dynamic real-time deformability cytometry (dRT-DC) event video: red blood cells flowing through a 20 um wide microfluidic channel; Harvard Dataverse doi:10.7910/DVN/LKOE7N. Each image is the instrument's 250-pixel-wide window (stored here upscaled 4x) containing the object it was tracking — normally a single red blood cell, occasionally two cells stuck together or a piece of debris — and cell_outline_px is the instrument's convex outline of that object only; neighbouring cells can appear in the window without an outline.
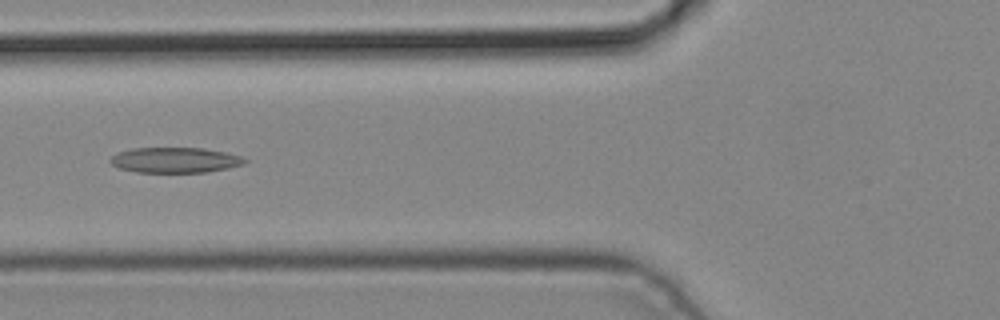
{"species": "common noctule bat (a hibernating species)", "species_latin": "Nyctalus noctula", "temperature_condition": "cold", "stored_images_in_passage": 2, "camera_frame_rate_fps": 3000, "um_per_image_px": 0.085, "animal": {"sex": "male", "body_mass_g": 19.2, "forearm_length_mm": 51.8}, "frame": {"image": 1, "passage_image": 2, "time_ms": 0.333, "image_size_px": [1000, 320], "cell_outline_px": [[248, 160], [244, 164], [204, 172], [136, 172], [120, 168], [112, 164], [108, 160], [112, 156], [120, 152], [132, 148], [204, 148], [224, 152], [240, 156]], "centroid_in_image_um": [14.85, 13.6], "position_along_channel_um": 110.9, "area_um2": 19.59}}